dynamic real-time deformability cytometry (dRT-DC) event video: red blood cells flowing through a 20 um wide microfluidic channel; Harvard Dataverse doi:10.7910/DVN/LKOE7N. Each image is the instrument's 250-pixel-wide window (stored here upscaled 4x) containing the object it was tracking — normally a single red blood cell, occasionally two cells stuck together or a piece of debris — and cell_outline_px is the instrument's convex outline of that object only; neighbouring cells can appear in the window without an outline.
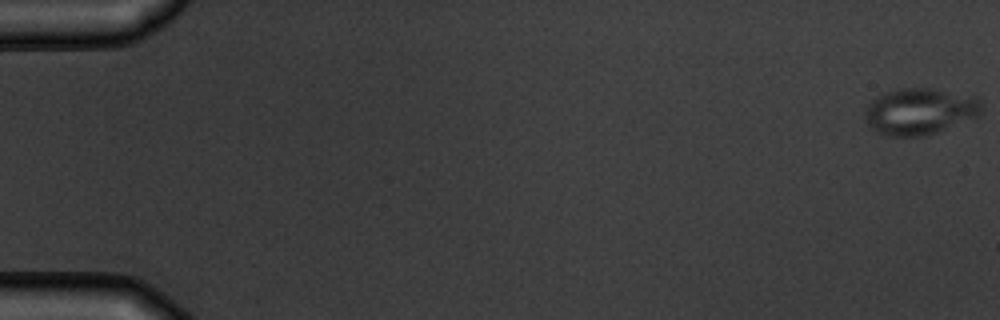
{"species": "common noctule bat (a hibernating species)", "species_latin": "Nyctalus noctula", "temperature_condition": "warm", "stored_images_in_passage": 6, "camera_frame_rate_fps": 3000, "um_per_image_px": 0.085, "animal": {"sex": "male", "body_mass_g": 19.5, "forearm_length_mm": 54.6}, "frame": {"image": 1, "passage_image": 1, "time_ms": 0.0, "image_size_px": [1000, 320], "cell_outline_px": [[980, 112], [976, 116], [936, 132], [924, 136], [888, 136], [876, 132], [868, 124], [864, 116], [864, 112], [868, 104], [872, 100], [884, 92], [900, 88], [928, 88], [980, 96]], "centroid_in_image_um": [78.15, 9.45], "position_along_channel_um": 6.9, "area_um2": 31.44}}